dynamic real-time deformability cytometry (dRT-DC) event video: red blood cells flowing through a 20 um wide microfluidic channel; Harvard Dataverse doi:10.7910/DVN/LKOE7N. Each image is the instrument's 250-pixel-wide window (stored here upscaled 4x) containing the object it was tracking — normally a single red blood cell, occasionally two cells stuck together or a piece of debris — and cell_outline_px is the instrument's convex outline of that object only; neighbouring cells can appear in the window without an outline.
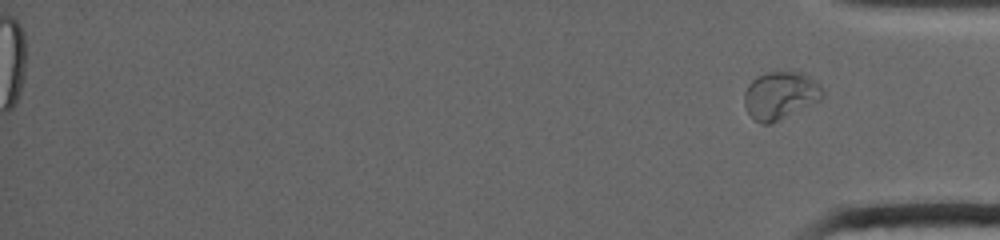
{"species": "common noctule bat (a hibernating species)", "species_latin": "Nyctalus noctula", "temperature_condition": "warm", "stored_images_in_passage": 32, "segment_of_instrument_passage": [2, 2], "camera_frame_rate_fps": 4500, "um_per_image_px": 0.085, "animal": {"sex": "female", "body_mass_g": 19.0, "forearm_length_mm": 53.3}, "frame": {"image": 1, "passage_image": 32, "time_ms": 13.778, "image_size_px": [1000, 240], "cell_outline_px": [[824, 100], [772, 124], [760, 124], [748, 112], [744, 104], [744, 92], [748, 84], [756, 76], [768, 72], [800, 72], [820, 84], [824, 92]], "centroid_in_image_um": [66.36, 8.13], "position_along_channel_um": 368.8, "area_um2": 22.14}}